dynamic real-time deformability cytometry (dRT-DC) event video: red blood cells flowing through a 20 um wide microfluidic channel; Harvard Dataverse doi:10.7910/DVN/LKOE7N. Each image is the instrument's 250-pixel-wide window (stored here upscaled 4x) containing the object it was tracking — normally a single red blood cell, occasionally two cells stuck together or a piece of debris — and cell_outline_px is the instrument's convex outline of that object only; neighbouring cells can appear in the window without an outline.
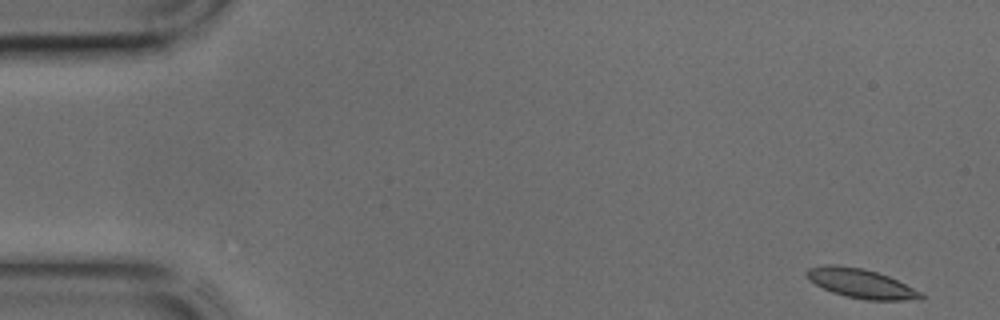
{"species": "common noctule bat (a hibernating species)", "species_latin": "Nyctalus noctula", "temperature_condition": "cold", "stored_images_in_passage": 43, "camera_frame_rate_fps": 3000, "um_per_image_px": 0.085, "animal": {"sex": "male", "body_mass_g": 17.9, "forearm_length_mm": 54.2}, "frame": {"image": 1, "passage_image": 1, "time_ms": 0.0, "image_size_px": [1000, 320], "cell_outline_px": [[924, 296], [920, 300], [864, 300], [844, 296], [832, 292], [808, 280], [804, 272], [808, 268], [824, 264], [836, 264], [864, 268], [888, 276], [924, 292]], "centroid_in_image_um": [73.19, 24.09], "position_along_channel_um": 11.8, "area_um2": 19.83}}
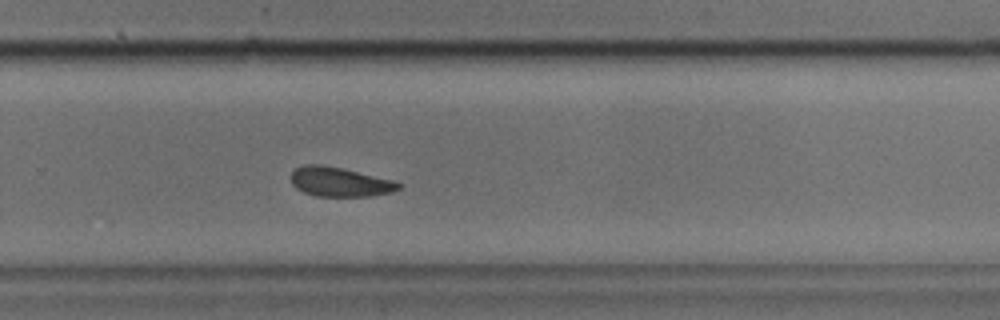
{"frame": {"image": 2, "passage_image": 28, "time_ms": 9.0, "image_size_px": [1000, 320], "cell_outline_px": [[404, 184], [400, 188], [392, 192], [372, 196], [316, 196], [304, 192], [296, 188], [292, 184], [288, 176], [296, 168], [304, 164], [320, 164], [340, 168], [396, 180]], "centroid_in_image_um": [28.89, 15.46], "position_along_channel_um": 300.9, "area_um2": 18.67}}
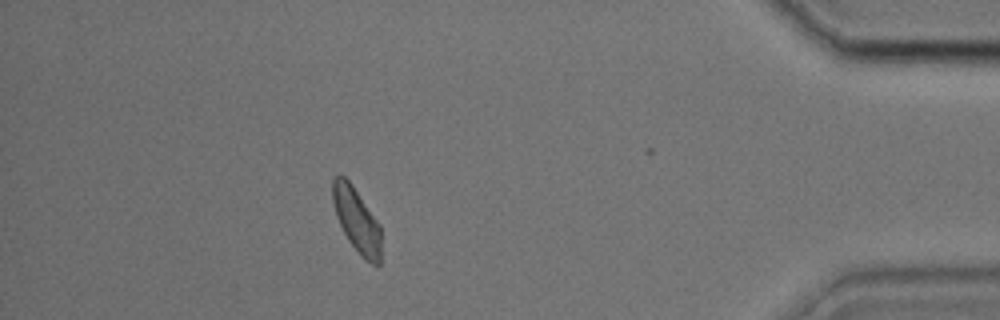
{"frame": {"image": 3, "passage_image": 38, "time_ms": 12.333, "image_size_px": [1000, 320], "cell_outline_px": [[380, 264], [372, 264], [364, 260], [348, 240], [336, 216], [332, 200], [332, 180], [340, 172], [352, 184], [380, 224]], "centroid_in_image_um": [30.3, 18.68], "position_along_channel_um": 404.9, "area_um2": 18.21}}